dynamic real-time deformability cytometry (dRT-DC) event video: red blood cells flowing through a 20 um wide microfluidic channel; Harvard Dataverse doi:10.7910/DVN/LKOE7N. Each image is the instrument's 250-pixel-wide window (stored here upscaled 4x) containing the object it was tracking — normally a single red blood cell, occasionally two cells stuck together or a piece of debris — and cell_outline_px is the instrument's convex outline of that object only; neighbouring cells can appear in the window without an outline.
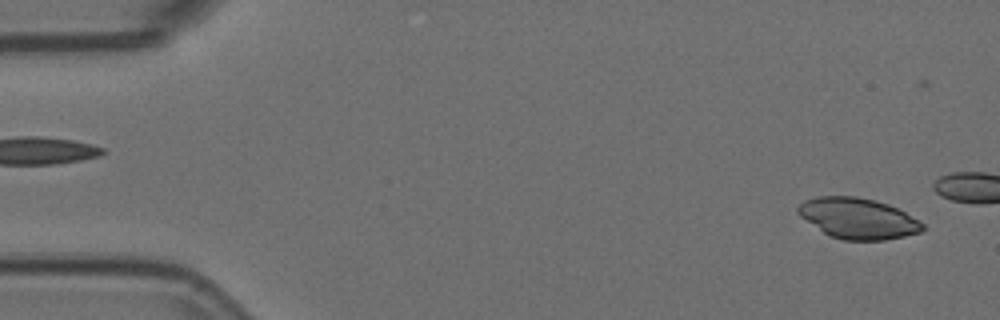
{"species": "Egyptian fruit bat (a non-hibernating species)", "species_latin": "Rousettus aegyptiacus", "temperature_condition": "room temperature", "stored_images_in_passage": 2, "camera_frame_rate_fps": 3000, "um_per_image_px": 0.085, "animal": {"sex": "female"}, "frame": {"image": 1, "passage_image": 2, "time_ms": 0.333, "image_size_px": [1000, 320], "cell_outline_px": [[924, 228], [920, 232], [904, 236], [884, 240], [844, 240], [832, 236], [824, 232], [800, 216], [796, 212], [796, 208], [804, 200], [816, 196], [856, 196], [876, 200], [888, 204], [920, 220], [924, 224]], "centroid_in_image_um": [72.92, 18.55], "position_along_channel_um": 12.1, "area_um2": 29.48}}